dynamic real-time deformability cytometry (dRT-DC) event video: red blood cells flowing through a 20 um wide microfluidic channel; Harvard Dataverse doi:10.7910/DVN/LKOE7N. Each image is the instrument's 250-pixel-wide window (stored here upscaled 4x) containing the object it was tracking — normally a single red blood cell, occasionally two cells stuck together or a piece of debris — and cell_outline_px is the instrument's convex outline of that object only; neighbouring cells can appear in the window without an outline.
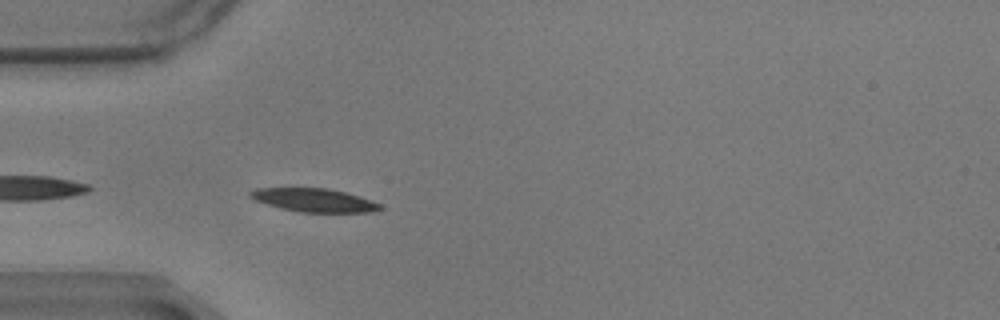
{"species": "common noctule bat (a hibernating species)", "species_latin": "Nyctalus noctula", "temperature_condition": "warm", "stored_images_in_passage": 33, "camera_frame_rate_fps": 3000, "um_per_image_px": 0.085, "animal": {"sex": "male", "body_mass_g": 17.9}, "frame": {"image": 1, "passage_image": 3, "time_ms": 0.667, "image_size_px": [1000, 320], "cell_outline_px": [[384, 208], [372, 212], [300, 212], [280, 208], [256, 200], [248, 196], [248, 192], [256, 188], [328, 188], [360, 196], [380, 204]], "centroid_in_image_um": [26.69, 17.01], "position_along_channel_um": 58.3, "area_um2": 17.63}}
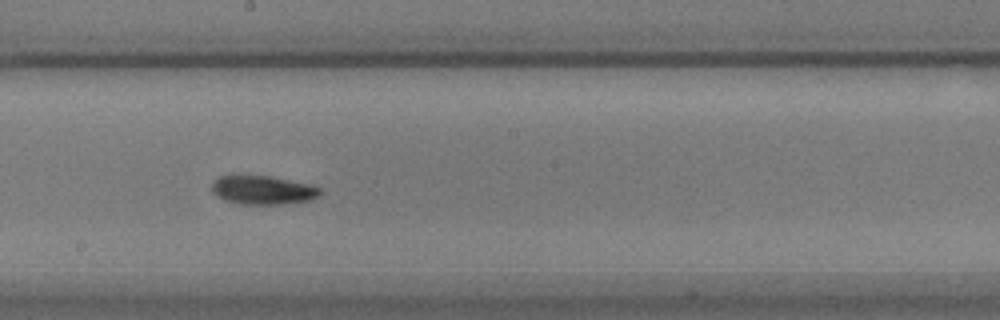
{"frame": {"image": 2, "passage_image": 18, "time_ms": 5.667, "image_size_px": [1000, 320], "cell_outline_px": [[320, 196], [308, 200], [288, 204], [240, 204], [224, 200], [216, 196], [212, 192], [212, 180], [220, 176], [268, 176], [312, 184], [320, 188]], "centroid_in_image_um": [22.34, 16.16], "position_along_channel_um": 225.9, "area_um2": 18.21}}
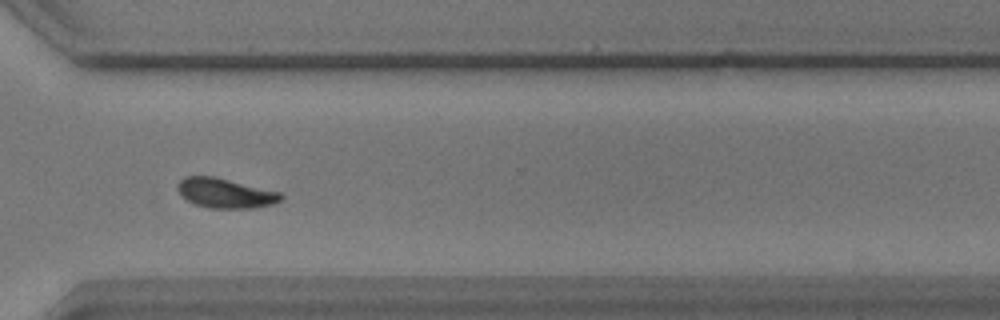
{"frame": {"image": 3, "passage_image": 29, "time_ms": 9.333, "image_size_px": [1000, 320], "cell_outline_px": [[284, 196], [280, 200], [272, 204], [252, 208], [212, 208], [196, 204], [180, 196], [176, 188], [176, 184], [184, 176], [216, 176], [280, 192]], "centroid_in_image_um": [19.12, 16.4], "position_along_channel_um": 351.5, "area_um2": 17.98}, "authors_computed_cell_mechanics": {"area_um2": 17.5712, "velocity_mm_per_s": 3.4261, "shape_relaxation_time_tau1_ms": 4.3886, "shape_relaxation_time_tau2_ms": 4.2731, "deformation_change_tau1": 0.1176, "deformation_change_tau2": 0.0763}}